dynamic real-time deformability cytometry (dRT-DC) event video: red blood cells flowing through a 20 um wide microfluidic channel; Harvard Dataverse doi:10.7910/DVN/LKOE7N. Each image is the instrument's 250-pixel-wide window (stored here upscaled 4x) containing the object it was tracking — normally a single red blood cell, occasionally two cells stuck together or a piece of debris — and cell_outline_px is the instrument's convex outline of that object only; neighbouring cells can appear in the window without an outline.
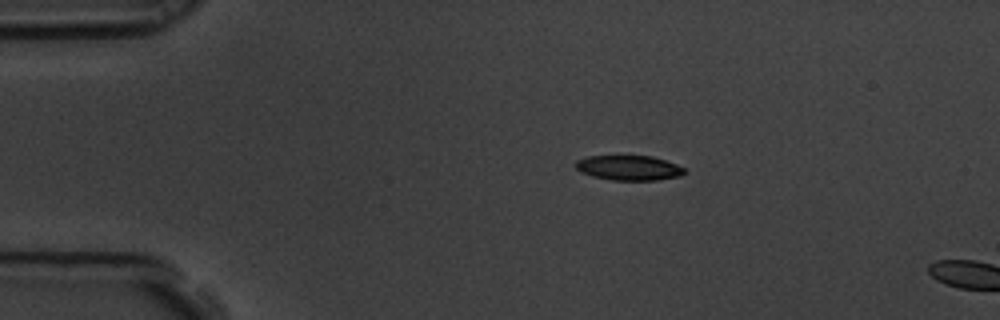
{"species": "common noctule bat (a hibernating species)", "species_latin": "Nyctalus noctula", "temperature_condition": "room temperature", "stored_images_in_passage": 4, "camera_frame_rate_fps": 3000, "um_per_image_px": 0.085, "animal": {"sex": "male", "body_mass_g": 19.5, "forearm_length_mm": 54.6}, "frame": {"image": 1, "passage_image": 3, "time_ms": 0.667, "image_size_px": [1000, 320], "cell_outline_px": [[684, 172], [680, 176], [656, 180], [612, 180], [592, 176], [580, 172], [572, 164], [576, 160], [588, 156], [652, 156], [676, 164], [684, 168]], "centroid_in_image_um": [53.39, 14.26], "position_along_channel_um": 31.6, "area_um2": 15.78}}